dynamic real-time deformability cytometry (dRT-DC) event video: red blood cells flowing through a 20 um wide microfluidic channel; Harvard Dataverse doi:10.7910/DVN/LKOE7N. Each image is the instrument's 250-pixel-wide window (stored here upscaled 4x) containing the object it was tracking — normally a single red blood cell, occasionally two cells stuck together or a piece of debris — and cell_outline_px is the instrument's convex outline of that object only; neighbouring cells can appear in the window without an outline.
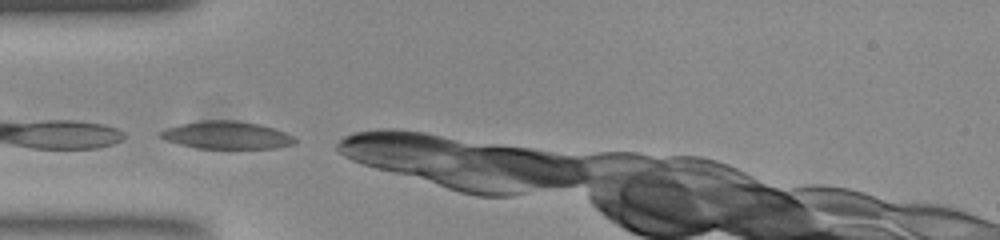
{"species": "common noctule bat (a hibernating species)", "species_latin": "Nyctalus noctula", "temperature_condition": "room temperature", "stored_images_in_passage": 4, "camera_frame_rate_fps": 3000, "um_per_image_px": 0.085, "animal": {"sex": "female", "body_mass_g": 23.0, "forearm_length_mm": 53.4}, "frame": {"image": 1, "passage_image": 1, "time_ms": 0.0, "image_size_px": [1000, 240], "cell_outline_px": [[296, 140], [292, 144], [276, 148], [196, 148], [180, 144], [168, 140], [160, 136], [160, 132], [168, 128], [180, 124], [200, 120], [240, 120], [260, 124], [284, 132], [292, 136]], "centroid_in_image_um": [19.28, 11.47], "position_along_channel_um": 65.7, "area_um2": 21.39}}